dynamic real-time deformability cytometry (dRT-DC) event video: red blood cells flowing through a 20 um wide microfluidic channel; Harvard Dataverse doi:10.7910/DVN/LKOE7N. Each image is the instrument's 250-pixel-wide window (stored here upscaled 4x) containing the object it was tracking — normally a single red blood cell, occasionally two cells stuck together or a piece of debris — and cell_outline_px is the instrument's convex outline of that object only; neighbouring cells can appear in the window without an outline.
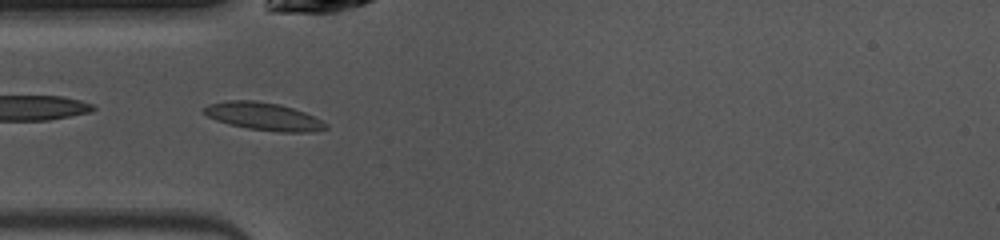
{"species": "common noctule bat (a hibernating species)", "species_latin": "Nyctalus noctula", "temperature_condition": "warm", "stored_images_in_passage": 14, "camera_frame_rate_fps": 3000, "um_per_image_px": 0.085, "animal": {"sex": "female", "body_mass_g": 10.0, "forearm_length_mm": 53.1}, "frame": {"image": 1, "passage_image": 8, "time_ms": 2.333, "image_size_px": [1000, 240], "cell_outline_px": [[328, 128], [316, 132], [280, 132], [248, 128], [228, 124], [216, 120], [208, 116], [204, 112], [204, 108], [208, 104], [228, 100], [256, 100], [280, 104], [304, 112], [328, 124]], "centroid_in_image_um": [22.42, 9.89], "position_along_channel_um": 62.6, "area_um2": 19.65}}